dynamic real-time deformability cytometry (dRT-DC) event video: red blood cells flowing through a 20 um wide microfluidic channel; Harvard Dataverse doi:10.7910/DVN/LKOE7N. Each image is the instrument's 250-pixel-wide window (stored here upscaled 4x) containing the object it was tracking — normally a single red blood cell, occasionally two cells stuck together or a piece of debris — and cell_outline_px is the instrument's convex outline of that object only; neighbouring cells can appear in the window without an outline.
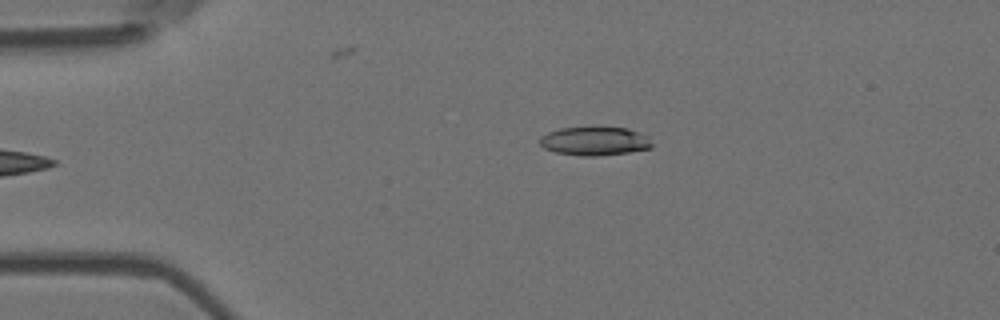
{"species": "Egyptian fruit bat (a non-hibernating species)", "species_latin": "Rousettus aegyptiacus", "temperature_condition": "room temperature", "stored_images_in_passage": 6, "camera_frame_rate_fps": 3000, "um_per_image_px": 0.085, "animal": {"sex": "female"}, "frame": {"image": 1, "passage_image": 6, "time_ms": 1.667, "image_size_px": [1000, 320], "cell_outline_px": [[652, 148], [628, 152], [596, 156], [580, 156], [556, 152], [544, 148], [540, 144], [540, 136], [548, 132], [560, 128], [592, 124], [596, 124], [628, 128], [640, 132], [648, 136], [652, 144]], "centroid_in_image_um": [50.55, 11.94], "position_along_channel_um": 34.4, "area_um2": 19.65}}